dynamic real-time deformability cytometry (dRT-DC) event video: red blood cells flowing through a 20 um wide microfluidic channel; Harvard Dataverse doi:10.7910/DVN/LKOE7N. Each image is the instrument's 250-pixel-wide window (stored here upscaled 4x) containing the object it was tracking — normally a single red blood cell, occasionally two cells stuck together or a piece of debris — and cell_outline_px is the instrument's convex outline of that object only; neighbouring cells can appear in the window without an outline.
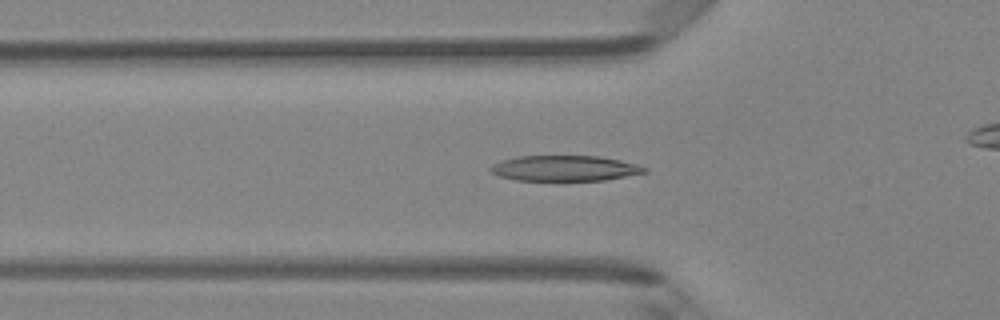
{"species": "Egyptian fruit bat (a non-hibernating species)", "species_latin": "Rousettus aegyptiacus", "temperature_condition": "room temperature", "stored_images_in_passage": 33, "camera_frame_rate_fps": 3000, "um_per_image_px": 0.085, "animal": {"sex": "female"}, "frame": {"image": 1, "passage_image": 10, "time_ms": 3.0, "image_size_px": [1000, 320], "cell_outline_px": [[648, 172], [604, 180], [516, 180], [500, 176], [492, 172], [488, 168], [492, 164], [500, 160], [516, 156], [600, 156], [620, 160], [636, 164], [648, 168]], "centroid_in_image_um": [47.99, 14.29], "position_along_channel_um": 77.8, "area_um2": 22.89}}
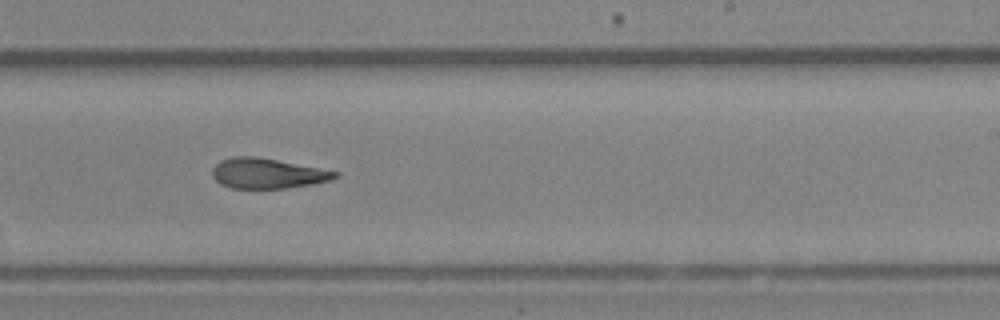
{"frame": {"image": 2, "passage_image": 23, "time_ms": 7.333, "image_size_px": [1000, 320], "cell_outline_px": [[340, 176], [332, 180], [312, 184], [284, 188], [232, 188], [220, 184], [212, 176], [212, 168], [220, 160], [232, 156], [256, 156], [340, 172]], "centroid_in_image_um": [22.72, 14.73], "position_along_channel_um": 266.3, "area_um2": 21.62}}
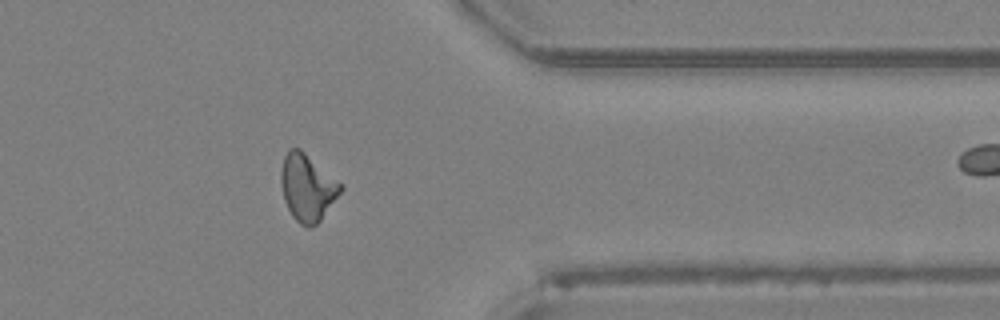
{"frame": {"image": 3, "passage_image": 32, "time_ms": 10.333, "image_size_px": [1000, 320], "cell_outline_px": [[344, 188], [320, 220], [312, 228], [308, 228], [300, 224], [292, 216], [284, 200], [280, 180], [280, 172], [284, 156], [288, 148], [300, 148], [344, 184]], "centroid_in_image_um": [26.13, 15.92], "position_along_channel_um": 385.3, "area_um2": 23.47}}